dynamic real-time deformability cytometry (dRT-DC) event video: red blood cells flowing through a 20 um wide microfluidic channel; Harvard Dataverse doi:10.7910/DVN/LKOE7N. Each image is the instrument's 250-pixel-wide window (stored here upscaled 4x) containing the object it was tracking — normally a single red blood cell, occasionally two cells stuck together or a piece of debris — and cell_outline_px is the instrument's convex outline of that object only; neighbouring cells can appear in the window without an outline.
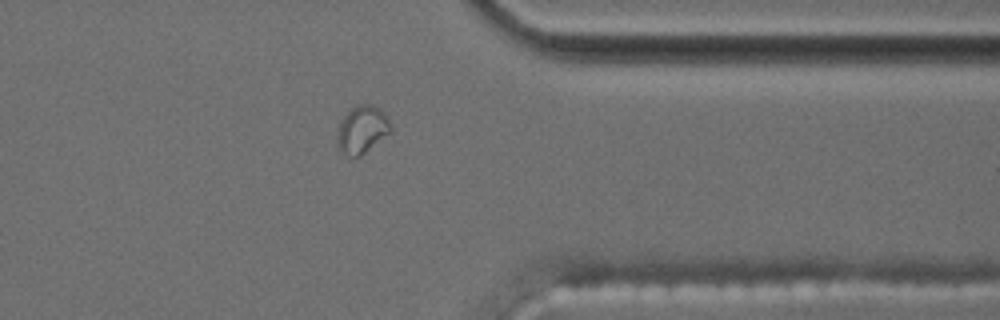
{"species": "common noctule bat (a hibernating species)", "species_latin": "Nyctalus noctula", "temperature_condition": "cold", "stored_images_in_passage": 54, "camera_frame_rate_fps": 3000, "um_per_image_px": 0.085, "animal": {"sex": "male", "body_mass_g": 17.5, "forearm_length_mm": 52.3}, "frame": {"image": 1, "passage_image": 44, "time_ms": 14.333, "image_size_px": [1000, 320], "cell_outline_px": [[392, 132], [360, 156], [352, 156], [344, 152], [340, 148], [336, 140], [340, 124], [344, 116], [356, 104], [372, 104], [380, 108], [388, 116], [392, 128]], "centroid_in_image_um": [30.84, 10.98], "position_along_channel_um": 380.6, "area_um2": 14.74}}
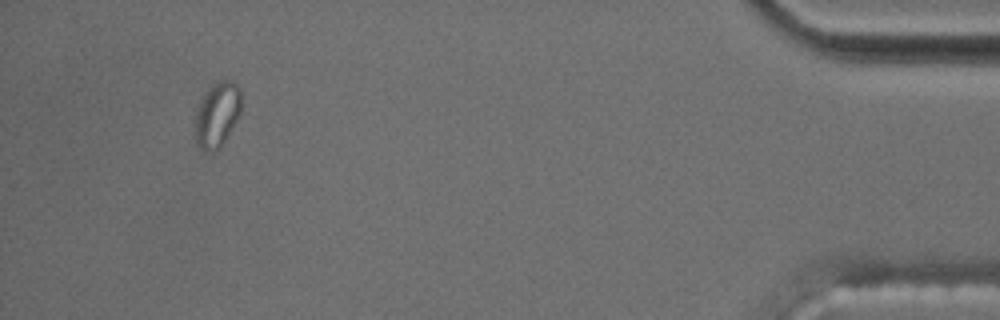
{"frame": {"image": 2, "passage_image": 52, "time_ms": 17.0, "image_size_px": [1000, 320], "cell_outline_px": [[240, 112], [236, 120], [220, 148], [212, 152], [204, 152], [196, 144], [196, 108], [200, 100], [208, 88], [212, 84], [220, 80], [232, 80], [240, 88]], "centroid_in_image_um": [18.44, 9.73], "position_along_channel_um": 416.8, "area_um2": 17.4}}